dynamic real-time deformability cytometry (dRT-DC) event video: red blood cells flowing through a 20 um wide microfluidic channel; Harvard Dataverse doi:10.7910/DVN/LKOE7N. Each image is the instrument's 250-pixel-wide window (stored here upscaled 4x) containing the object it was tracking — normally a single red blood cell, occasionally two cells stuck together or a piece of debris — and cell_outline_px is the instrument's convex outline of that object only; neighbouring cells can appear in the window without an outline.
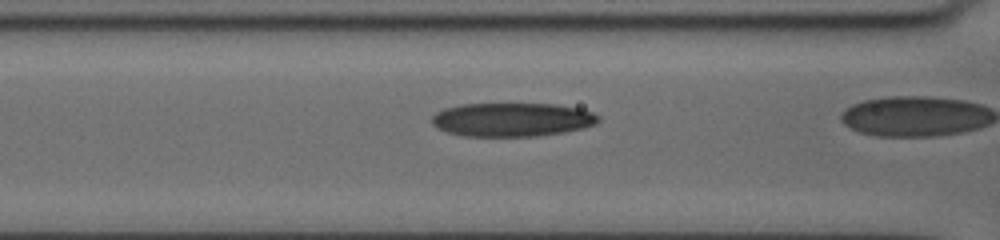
{"species": "human", "species_latin": "Homo sapiens", "temperature_condition": "cold", "stored_images_in_passage": 33, "camera_frame_rate_fps": 3000, "um_per_image_px": 0.085, "donor": {"sex": "female"}, "frame": {"image": 1, "passage_image": 11, "time_ms": 3.333, "image_size_px": [1000, 240], "cell_outline_px": [[600, 120], [596, 124], [584, 128], [564, 132], [536, 136], [464, 136], [448, 132], [436, 128], [432, 124], [432, 116], [436, 112], [444, 108], [460, 104], [556, 104], [580, 108], [592, 112], [600, 116]], "centroid_in_image_um": [43.54, 10.16], "position_along_channel_um": 123.1, "area_um2": 32.95}}
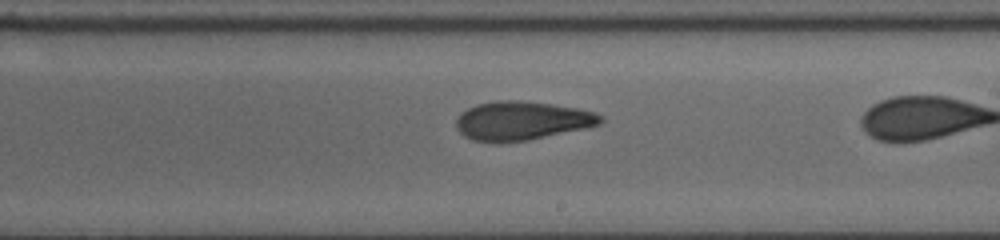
{"frame": {"image": 2, "passage_image": 21, "time_ms": 6.667, "image_size_px": [1000, 240], "cell_outline_px": [[604, 120], [600, 124], [584, 128], [528, 140], [496, 144], [472, 140], [464, 136], [456, 128], [456, 120], [460, 112], [476, 104], [496, 100], [516, 100], [552, 104], [576, 108], [596, 112], [604, 116]], "centroid_in_image_um": [44.32, 10.27], "position_along_channel_um": 244.7, "area_um2": 32.95}}
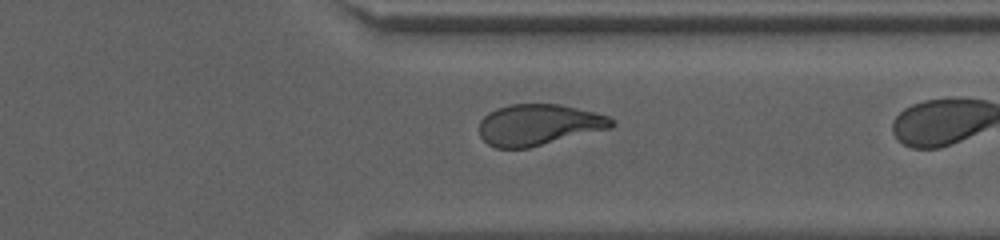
{"frame": {"image": 3, "passage_image": 31, "time_ms": 10.0, "image_size_px": [1000, 240], "cell_outline_px": [[616, 124], [612, 128], [528, 148], [496, 148], [488, 144], [480, 136], [480, 120], [488, 112], [496, 108], [508, 104], [560, 104], [608, 116], [616, 120]], "centroid_in_image_um": [45.79, 10.6], "position_along_channel_um": 365.6, "area_um2": 31.85}}